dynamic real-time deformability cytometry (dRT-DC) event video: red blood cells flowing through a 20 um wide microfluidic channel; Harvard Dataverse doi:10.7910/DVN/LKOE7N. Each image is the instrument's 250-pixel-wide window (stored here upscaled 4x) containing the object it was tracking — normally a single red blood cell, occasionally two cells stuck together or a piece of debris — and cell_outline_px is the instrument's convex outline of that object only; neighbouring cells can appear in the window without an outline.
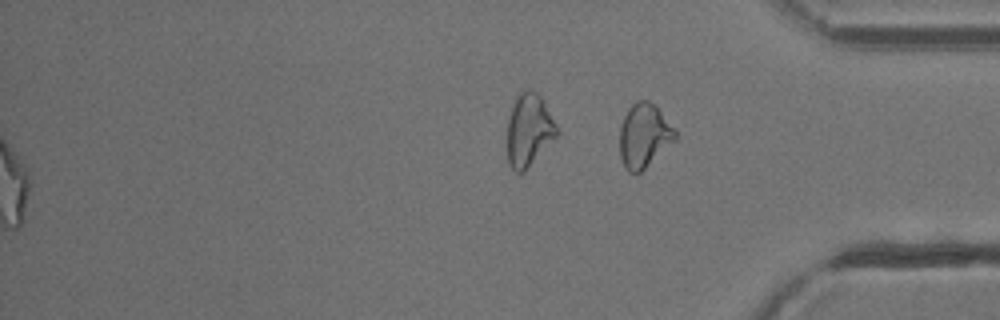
{"species": "common noctule bat (a hibernating species)", "species_latin": "Nyctalus noctula", "temperature_condition": "cold", "stored_images_in_passage": 55, "segment_of_instrument_passage": [2, 2], "camera_frame_rate_fps": 3000, "um_per_image_px": 0.085, "animal": {"sex": "male", "body_mass_g": 13.3}, "frame": {"image": 1, "passage_image": 55, "time_ms": 18.0, "image_size_px": [1000, 320], "cell_outline_px": [[676, 140], [640, 172], [628, 172], [624, 168], [620, 156], [620, 128], [624, 116], [628, 108], [636, 100], [648, 100], [660, 112], [676, 132]], "centroid_in_image_um": [54.71, 11.54], "position_along_channel_um": 380.5, "area_um2": 20.35}}